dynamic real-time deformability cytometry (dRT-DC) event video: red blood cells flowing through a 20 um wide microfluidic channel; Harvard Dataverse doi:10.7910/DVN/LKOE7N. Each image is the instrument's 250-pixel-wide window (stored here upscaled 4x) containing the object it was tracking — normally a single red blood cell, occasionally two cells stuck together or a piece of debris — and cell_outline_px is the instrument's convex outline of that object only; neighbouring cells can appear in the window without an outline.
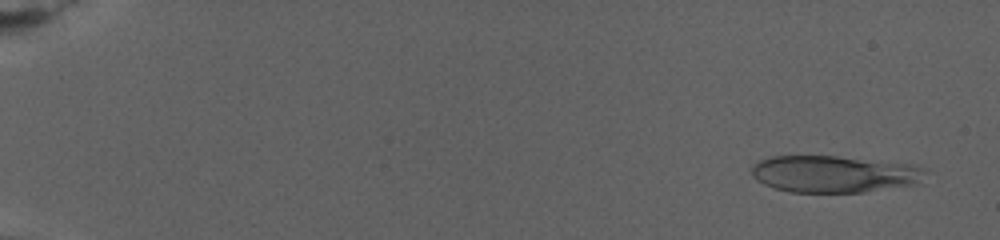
{"species": "human", "species_latin": "Homo sapiens", "temperature_condition": "warm", "stored_images_in_passage": 46, "camera_frame_rate_fps": 3000, "um_per_image_px": 0.085, "donor": {"sex": "female"}, "frame": {"image": 1, "passage_image": 3, "time_ms": 1.0, "image_size_px": [1000, 240], "cell_outline_px": [[928, 168], [916, 184], [864, 192], [788, 192], [772, 188], [756, 180], [752, 176], [752, 164], [760, 160], [772, 156], [836, 156], [912, 164]], "centroid_in_image_um": [70.87, 14.79], "position_along_channel_um": 14.1, "area_um2": 37.45}}
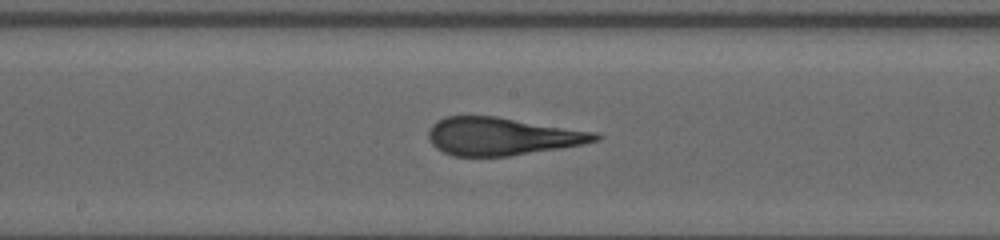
{"frame": {"image": 2, "passage_image": 24, "time_ms": 14.333, "image_size_px": [1000, 240], "cell_outline_px": [[604, 136], [600, 140], [560, 148], [508, 156], [452, 156], [436, 148], [428, 140], [428, 132], [432, 124], [436, 120], [444, 116], [496, 116], [596, 132]], "centroid_in_image_um": [42.64, 11.58], "position_along_channel_um": 205.6, "area_um2": 36.76}}
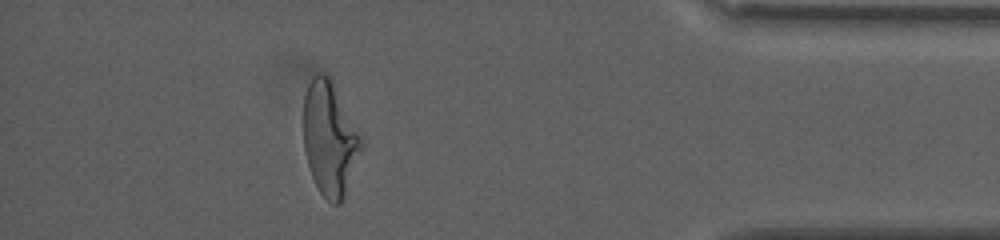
{"frame": {"image": 3, "passage_image": 41, "time_ms": 23.0, "image_size_px": [1000, 240], "cell_outline_px": [[364, 148], [344, 196], [340, 204], [332, 204], [320, 192], [312, 176], [308, 164], [304, 148], [304, 96], [308, 84], [312, 76], [320, 72], [328, 76], [332, 80], [364, 136]], "centroid_in_image_um": [28.08, 11.76], "position_along_channel_um": 407.1, "area_um2": 38.96}, "authors_computed_cell_mechanics": {"area_um2": 37.1943, "velocity_mm_per_s": 2.7253, "shape_relaxation_time_tau1_ms": 11.2683, "shape_relaxation_time_tau2_ms": 1.4181, "deformation_change_tau1": 0.3393, "deformation_change_tau2": 0.1188}}